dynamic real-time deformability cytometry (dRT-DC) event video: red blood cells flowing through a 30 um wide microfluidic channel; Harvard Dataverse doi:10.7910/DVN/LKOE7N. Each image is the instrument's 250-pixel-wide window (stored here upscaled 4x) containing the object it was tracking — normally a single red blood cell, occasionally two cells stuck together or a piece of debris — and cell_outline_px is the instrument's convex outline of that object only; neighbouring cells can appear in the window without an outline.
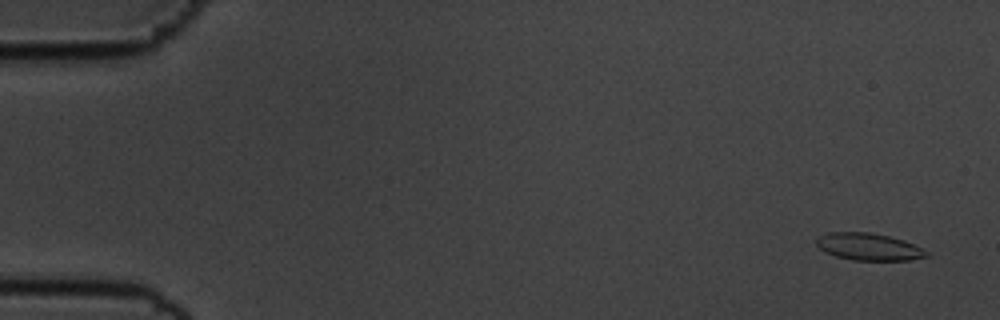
{"species": "common noctule bat (a hibernating species)", "species_latin": "Nyctalus noctula", "temperature_condition": "cold", "stored_images_in_passage": 56, "camera_frame_rate_fps": 3000, "um_per_image_px": 0.085, "animal": {"sex": "male", "body_mass_g": 19.5, "forearm_length_mm": 54.6}, "frame": {"image": 1, "passage_image": 3, "time_ms": 0.667, "image_size_px": [1000, 320], "cell_outline_px": [[928, 256], [908, 260], [852, 260], [836, 256], [824, 252], [816, 244], [816, 240], [820, 236], [828, 232], [868, 232], [888, 236], [904, 240], [928, 252]], "centroid_in_image_um": [73.8, 20.97], "position_along_channel_um": 11.2, "area_um2": 17.22}}
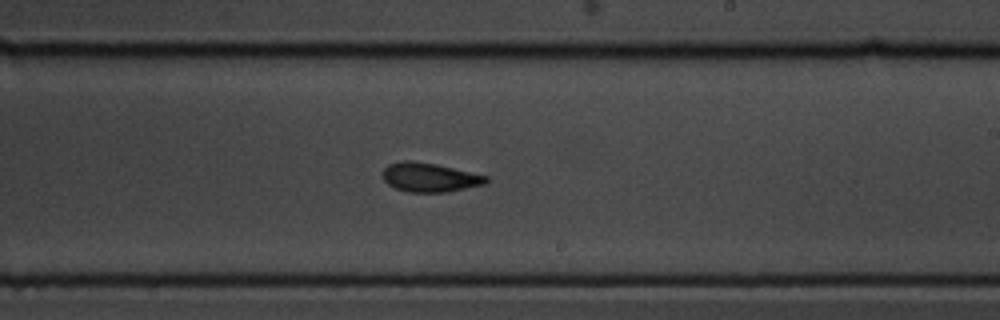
{"frame": {"image": 2, "passage_image": 34, "time_ms": 11.0, "image_size_px": [1000, 320], "cell_outline_px": [[488, 184], [448, 192], [408, 192], [396, 188], [388, 184], [384, 180], [384, 168], [388, 164], [404, 160], [408, 160], [436, 164], [488, 176]], "centroid_in_image_um": [36.56, 15.08], "position_along_channel_um": 252.4, "area_um2": 17.51}}
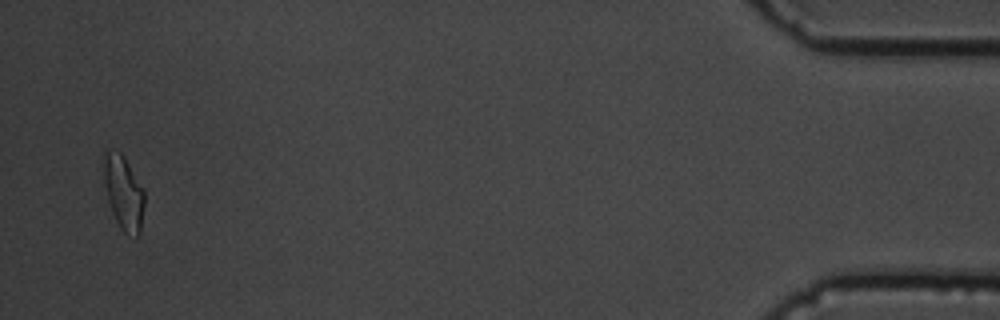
{"frame": {"image": 3, "passage_image": 55, "time_ms": 18.0, "image_size_px": [1000, 320], "cell_outline_px": [[144, 204], [140, 236], [136, 240], [124, 232], [120, 228], [112, 212], [108, 200], [100, 160], [104, 148], [108, 148], [120, 152], [124, 156], [144, 188]], "centroid_in_image_um": [10.48, 16.32], "position_along_channel_um": 424.7, "area_um2": 18.38}, "authors_computed_cell_mechanics": {"area_um2": 17.5134, "velocity_mm_per_s": 3.5995, "shape_relaxation_time_tau1_ms": 8.1211, "shape_relaxation_time_tau2_ms": 2.4287, "deformation_change_tau1": 0.1873, "deformation_change_tau2": 0.0925}}